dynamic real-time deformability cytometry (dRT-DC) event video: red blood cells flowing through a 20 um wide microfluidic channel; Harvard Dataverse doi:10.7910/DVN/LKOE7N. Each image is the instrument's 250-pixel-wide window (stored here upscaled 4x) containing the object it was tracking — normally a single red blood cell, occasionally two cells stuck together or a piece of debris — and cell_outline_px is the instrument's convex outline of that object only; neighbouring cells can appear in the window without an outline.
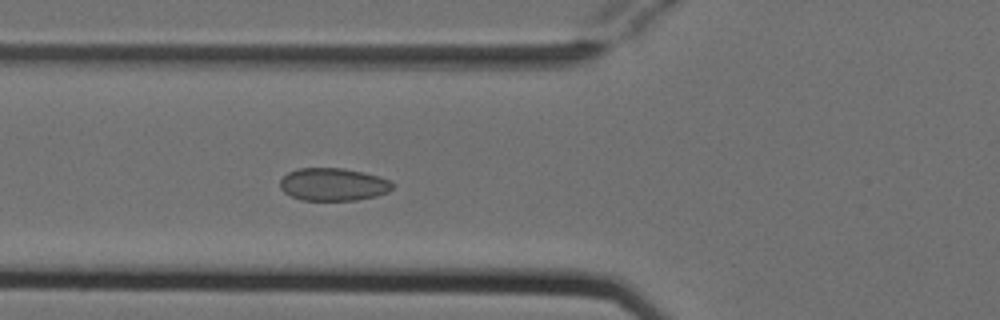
{"species": "Egyptian fruit bat (a non-hibernating species)", "species_latin": "Rousettus aegyptiacus", "temperature_condition": "cold", "stored_images_in_passage": 4, "camera_frame_rate_fps": 3000, "um_per_image_px": 0.085, "animal": {"sex": "female"}, "frame": {"image": 1, "passage_image": 4, "time_ms": 1.0, "image_size_px": [1000, 320], "cell_outline_px": [[396, 184], [388, 192], [376, 196], [356, 200], [300, 200], [284, 192], [280, 188], [280, 180], [288, 172], [296, 168], [344, 168], [364, 172], [388, 180]], "centroid_in_image_um": [28.31, 15.67], "position_along_channel_um": 97.5, "area_um2": 21.5}}